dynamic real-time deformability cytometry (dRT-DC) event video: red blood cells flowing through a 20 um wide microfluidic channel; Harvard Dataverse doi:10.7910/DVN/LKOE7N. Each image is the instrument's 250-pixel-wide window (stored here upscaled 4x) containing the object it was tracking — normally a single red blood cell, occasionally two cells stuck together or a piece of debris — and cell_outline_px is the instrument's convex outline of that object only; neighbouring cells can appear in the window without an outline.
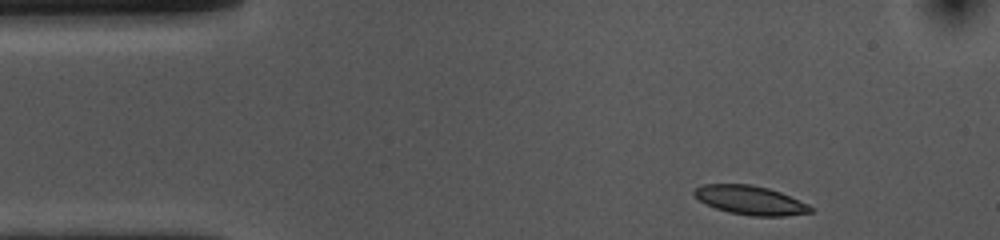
{"species": "common noctule bat (a hibernating species)", "species_latin": "Nyctalus noctula", "temperature_condition": "cold", "stored_images_in_passage": 39, "camera_frame_rate_fps": 3000, "um_per_image_px": 0.085, "animal": {"sex": "female", "body_mass_g": 10.0, "forearm_length_mm": 53.1}, "frame": {"image": 1, "passage_image": 1, "time_ms": 0.0, "image_size_px": [1000, 240], "cell_outline_px": [[812, 212], [784, 216], [752, 216], [728, 212], [716, 208], [700, 200], [692, 192], [696, 188], [704, 184], [752, 184], [768, 188], [780, 192], [808, 204], [812, 208]], "centroid_in_image_um": [63.78, 17.01], "position_along_channel_um": 21.2, "area_um2": 19.42}}
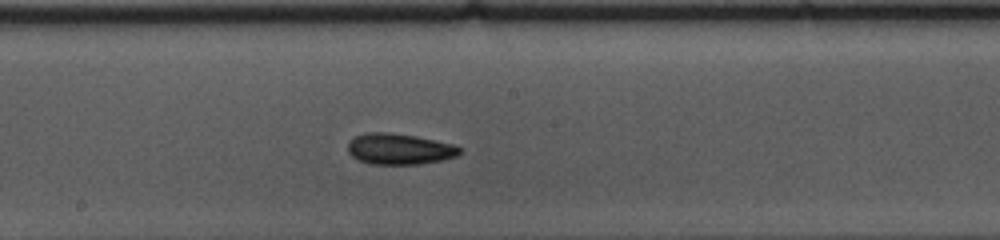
{"frame": {"image": 2, "passage_image": 22, "time_ms": 7.0, "image_size_px": [1000, 240], "cell_outline_px": [[460, 152], [456, 156], [444, 160], [420, 164], [368, 164], [352, 156], [348, 152], [348, 140], [364, 132], [388, 132], [416, 136], [456, 144], [460, 148]], "centroid_in_image_um": [33.94, 12.66], "position_along_channel_um": 214.3, "area_um2": 20.4}}
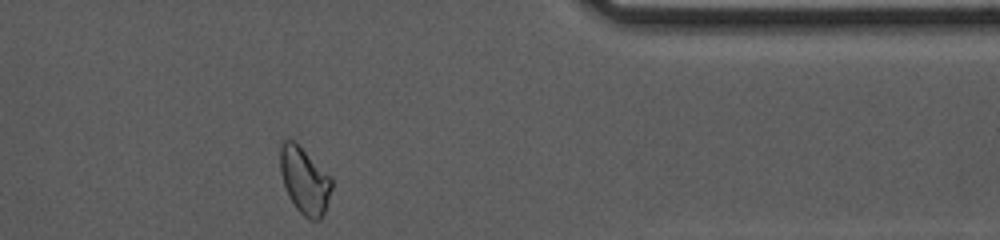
{"frame": {"image": 3, "passage_image": 38, "time_ms": 12.333, "image_size_px": [1000, 240], "cell_outline_px": [[332, 188], [324, 212], [320, 220], [308, 220], [296, 208], [288, 196], [280, 172], [280, 144], [284, 140], [292, 140], [332, 176]], "centroid_in_image_um": [25.89, 15.37], "position_along_channel_um": 385.5, "area_um2": 19.88}, "authors_computed_cell_mechanics": {"area_um2": 19.7098, "velocity_mm_per_s": 3.622, "shape_relaxation_time_tau1_ms": 2.5337, "shape_relaxation_time_tau2_ms": 2.8427, "deformation_change_tau1": 0.1076, "deformation_change_tau2": 0.0886}}